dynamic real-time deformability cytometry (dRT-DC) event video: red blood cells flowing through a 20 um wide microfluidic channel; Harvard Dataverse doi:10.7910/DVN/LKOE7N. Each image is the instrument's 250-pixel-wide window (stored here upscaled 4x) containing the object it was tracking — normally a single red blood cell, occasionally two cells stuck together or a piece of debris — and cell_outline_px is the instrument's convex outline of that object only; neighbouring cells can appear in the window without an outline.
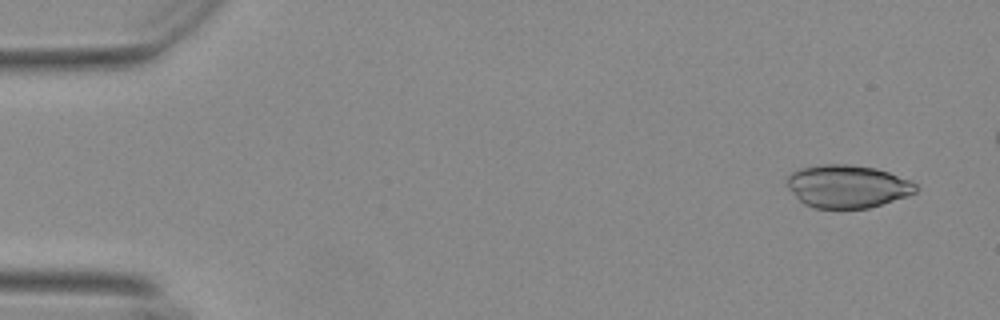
{"species": "Egyptian fruit bat (a non-hibernating species)", "species_latin": "Rousettus aegyptiacus", "temperature_condition": "warm", "stored_images_in_passage": 13, "camera_frame_rate_fps": 3000, "um_per_image_px": 0.085, "animal": {"sex": "female"}, "frame": {"image": 1, "passage_image": 3, "time_ms": 0.667, "image_size_px": [1000, 320], "cell_outline_px": [[916, 192], [908, 196], [868, 208], [812, 208], [804, 204], [788, 188], [788, 176], [792, 172], [800, 168], [820, 164], [848, 164], [876, 168], [912, 180], [916, 184]], "centroid_in_image_um": [72.04, 15.83], "position_along_channel_um": 13.0, "area_um2": 32.19}}